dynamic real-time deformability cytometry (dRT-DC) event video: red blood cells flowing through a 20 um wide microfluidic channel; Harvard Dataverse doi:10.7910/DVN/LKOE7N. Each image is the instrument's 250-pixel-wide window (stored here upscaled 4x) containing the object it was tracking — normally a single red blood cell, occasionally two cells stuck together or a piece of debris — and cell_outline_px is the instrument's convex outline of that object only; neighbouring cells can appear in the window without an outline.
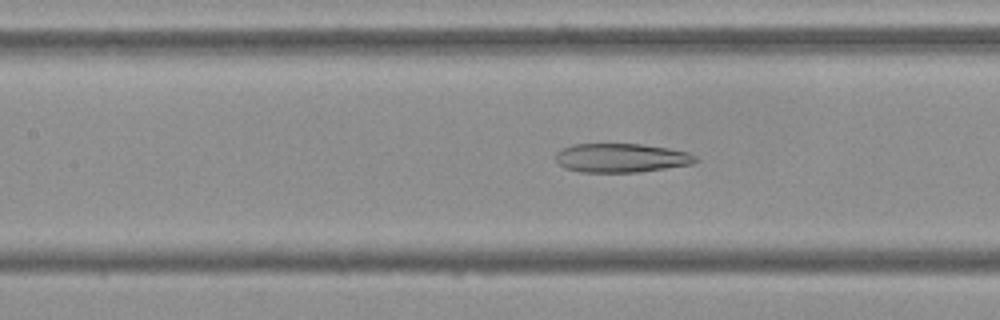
{"species": "Egyptian fruit bat (a non-hibernating species)", "species_latin": "Rousettus aegyptiacus", "temperature_condition": "cold", "stored_images_in_passage": 53, "camera_frame_rate_fps": 3000, "um_per_image_px": 0.085, "frame": {"image": 1, "passage_image": 23, "time_ms": 7.333, "image_size_px": [1000, 320], "cell_outline_px": [[696, 160], [692, 164], [640, 172], [580, 172], [564, 168], [556, 160], [556, 152], [572, 144], [640, 144], [668, 148], [688, 152], [696, 156]], "centroid_in_image_um": [52.79, 13.42], "position_along_channel_um": 154.6, "area_um2": 23.52}}
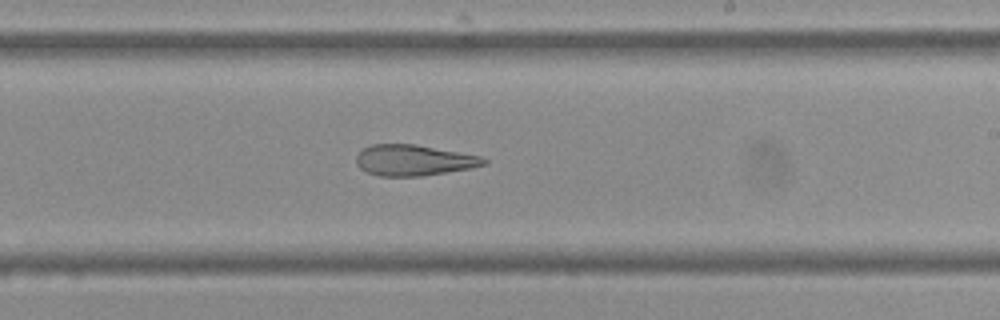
{"frame": {"image": 2, "passage_image": 31, "time_ms": 10.0, "image_size_px": [1000, 320], "cell_outline_px": [[488, 164], [472, 168], [420, 176], [380, 176], [368, 172], [360, 168], [356, 164], [356, 156], [368, 144], [416, 144], [480, 156], [488, 160]], "centroid_in_image_um": [35.17, 13.61], "position_along_channel_um": 253.8, "area_um2": 22.95}}
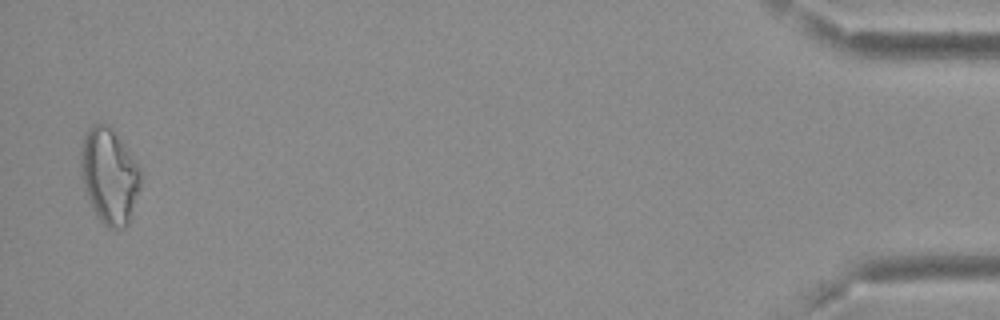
{"frame": {"image": 3, "passage_image": 52, "time_ms": 17.0, "image_size_px": [1000, 320], "cell_outline_px": [[140, 188], [128, 224], [124, 228], [108, 228], [96, 216], [80, 176], [80, 152], [84, 136], [92, 124], [112, 124], [140, 168]], "centroid_in_image_um": [9.29, 14.91], "position_along_channel_um": 425.9, "area_um2": 33.52}, "authors_computed_cell_mechanics": {"area_um2": 28.3798, "velocity_mm_per_s": 3.7281, "shape_relaxation_time_tau1_ms": null, "shape_relaxation_time_tau2_ms": 6.5705, "deformation_change_tau1": null, "deformation_change_tau2": 0.1846}}